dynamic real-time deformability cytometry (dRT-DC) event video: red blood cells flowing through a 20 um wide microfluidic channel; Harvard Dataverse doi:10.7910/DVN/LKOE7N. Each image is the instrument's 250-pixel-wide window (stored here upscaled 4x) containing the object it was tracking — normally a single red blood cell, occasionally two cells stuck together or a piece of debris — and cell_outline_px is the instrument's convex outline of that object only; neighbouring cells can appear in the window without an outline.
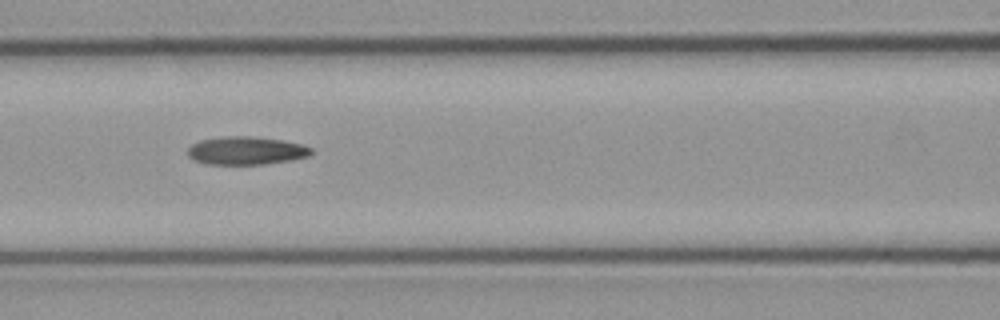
{"species": "common noctule bat (a hibernating species)", "species_latin": "Nyctalus noctula", "temperature_condition": "cold", "stored_images_in_passage": 8, "camera_frame_rate_fps": 3000, "um_per_image_px": 0.085, "animal": {"sex": "male", "body_mass_g": 23.1, "forearm_length_mm": 52.7}, "frame": {"image": 1, "passage_image": 6, "time_ms": 1.667, "image_size_px": [1000, 320], "cell_outline_px": [[312, 152], [308, 156], [288, 160], [264, 164], [204, 164], [192, 160], [188, 156], [188, 148], [192, 144], [200, 140], [220, 136], [252, 136], [284, 140], [300, 144], [312, 148]], "centroid_in_image_um": [20.87, 12.79], "position_along_channel_um": 145.7, "area_um2": 20.29}}
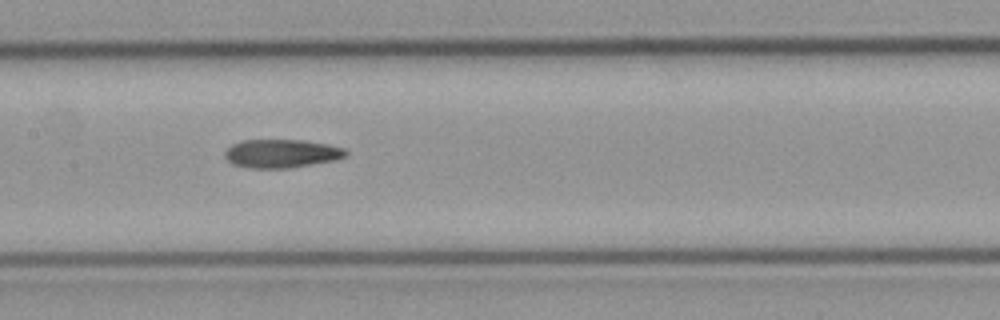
{"frame": {"image": 2, "passage_image": 7, "time_ms": 2.0, "image_size_px": [1000, 320], "cell_outline_px": [[348, 152], [344, 156], [336, 160], [288, 168], [252, 168], [232, 164], [224, 156], [224, 152], [232, 144], [240, 140], [304, 140], [328, 144], [344, 148]], "centroid_in_image_um": [23.91, 13.04], "position_along_channel_um": 183.5, "area_um2": 20.06}}